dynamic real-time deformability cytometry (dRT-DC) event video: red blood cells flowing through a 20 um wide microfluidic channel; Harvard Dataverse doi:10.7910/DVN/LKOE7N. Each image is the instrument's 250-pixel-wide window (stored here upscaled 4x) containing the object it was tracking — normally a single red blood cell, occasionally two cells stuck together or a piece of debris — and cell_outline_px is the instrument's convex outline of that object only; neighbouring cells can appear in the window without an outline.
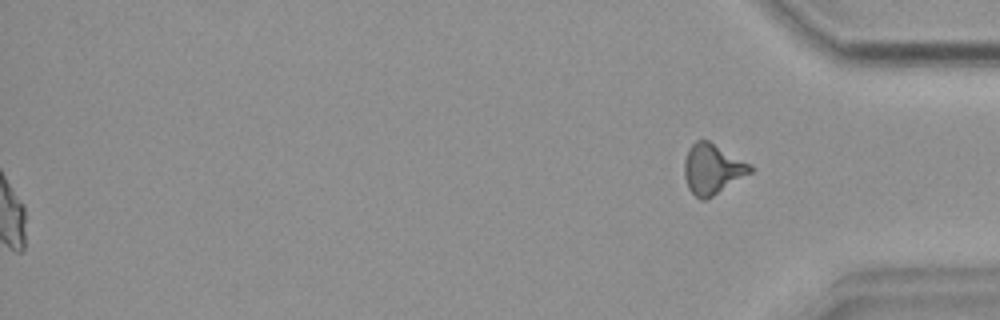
{"species": "common noctule bat (a hibernating species)", "species_latin": "Nyctalus noctula", "temperature_condition": "warm", "stored_images_in_passage": 55, "segment_of_instrument_passage": [2, 2], "camera_frame_rate_fps": 3000, "um_per_image_px": 0.085, "animal": {"sex": "female", "body_mass_g": 18.4}, "frame": {"image": 1, "passage_image": 55, "time_ms": 18.0, "image_size_px": [1000, 320], "cell_outline_px": [[756, 168], [752, 172], [712, 196], [704, 200], [700, 200], [688, 188], [684, 176], [684, 160], [688, 148], [696, 140], [708, 140], [752, 164]], "centroid_in_image_um": [60.56, 14.35], "position_along_channel_um": 374.6, "area_um2": 19.36}}